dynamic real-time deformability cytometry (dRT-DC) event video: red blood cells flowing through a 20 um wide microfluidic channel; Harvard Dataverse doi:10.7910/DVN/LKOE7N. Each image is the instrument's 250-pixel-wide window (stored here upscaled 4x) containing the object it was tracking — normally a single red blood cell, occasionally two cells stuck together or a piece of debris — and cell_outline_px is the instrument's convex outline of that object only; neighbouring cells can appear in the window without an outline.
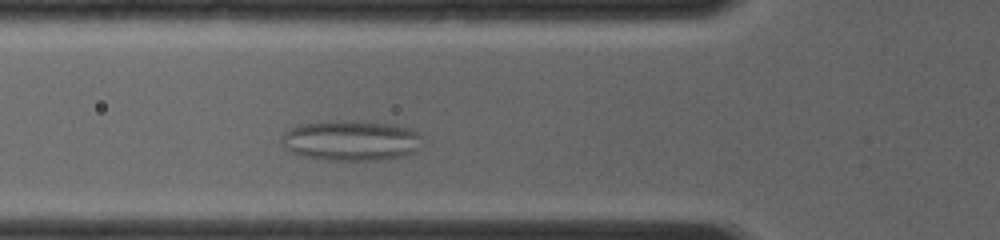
{"species": "common noctule bat (a hibernating species)", "species_latin": "Nyctalus noctula", "temperature_condition": "room temperature", "stored_images_in_passage": 2, "camera_frame_rate_fps": 4000, "um_per_image_px": 0.085, "animal": {"sex": "female", "body_mass_g": 19.0, "forearm_length_mm": 56.7}, "frame": {"image": 1, "passage_image": 2, "time_ms": 0.75, "image_size_px": [1000, 240], "cell_outline_px": [[420, 136], [412, 152], [404, 156], [376, 160], [328, 160], [304, 156], [292, 152], [284, 148], [280, 140], [284, 132], [300, 124], [340, 120], [392, 124], [412, 128]], "centroid_in_image_um": [29.76, 11.94], "position_along_channel_um": 96.0, "area_um2": 32.6}}